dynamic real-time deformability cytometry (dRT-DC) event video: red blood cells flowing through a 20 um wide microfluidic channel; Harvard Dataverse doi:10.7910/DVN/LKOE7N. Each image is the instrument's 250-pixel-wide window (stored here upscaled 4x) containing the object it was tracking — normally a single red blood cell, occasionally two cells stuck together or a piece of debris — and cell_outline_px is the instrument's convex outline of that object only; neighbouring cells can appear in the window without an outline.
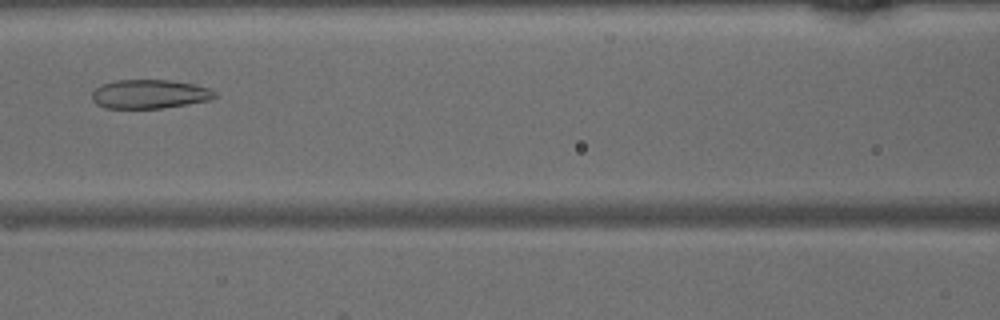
{"species": "common noctule bat (a hibernating species)", "species_latin": "Nyctalus noctula", "temperature_condition": "warm", "stored_images_in_passage": 46, "camera_frame_rate_fps": 3000, "um_per_image_px": 0.085, "animal": {"sex": "male", "body_mass_g": 15.6}, "frame": {"image": 1, "passage_image": 19, "time_ms": 6.0, "image_size_px": [1000, 320], "cell_outline_px": [[216, 96], [208, 100], [188, 104], [164, 108], [108, 108], [96, 104], [92, 100], [92, 92], [96, 88], [104, 84], [116, 80], [172, 80], [196, 84], [208, 88], [216, 92]], "centroid_in_image_um": [12.73, 7.99], "position_along_channel_um": 153.9, "area_um2": 20.69}}
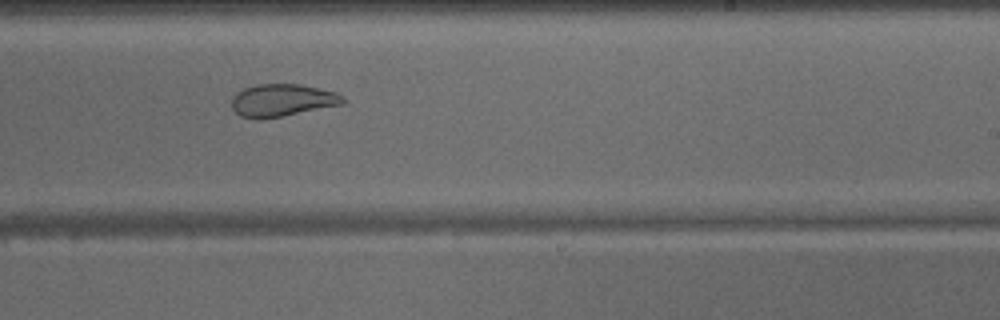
{"frame": {"image": 2, "passage_image": 27, "time_ms": 8.667, "image_size_px": [1000, 320], "cell_outline_px": [[348, 100], [344, 104], [260, 120], [256, 120], [240, 116], [232, 108], [232, 96], [236, 92], [244, 88], [256, 84], [300, 84], [336, 92], [344, 96]], "centroid_in_image_um": [23.99, 8.52], "position_along_channel_um": 265.0, "area_um2": 21.27}}
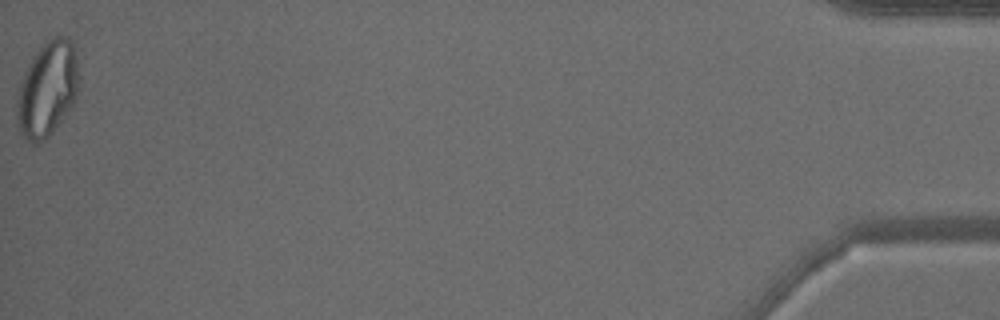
{"frame": {"image": 3, "passage_image": 46, "time_ms": 15.0, "image_size_px": [1000, 320], "cell_outline_px": [[80, 84], [76, 96], [72, 104], [52, 132], [40, 144], [32, 144], [20, 132], [16, 124], [16, 100], [20, 84], [24, 72], [28, 64], [36, 52], [52, 36], [64, 36], [72, 40], [76, 52]], "centroid_in_image_um": [4.02, 7.56], "position_along_channel_um": 431.2, "area_um2": 34.56}}